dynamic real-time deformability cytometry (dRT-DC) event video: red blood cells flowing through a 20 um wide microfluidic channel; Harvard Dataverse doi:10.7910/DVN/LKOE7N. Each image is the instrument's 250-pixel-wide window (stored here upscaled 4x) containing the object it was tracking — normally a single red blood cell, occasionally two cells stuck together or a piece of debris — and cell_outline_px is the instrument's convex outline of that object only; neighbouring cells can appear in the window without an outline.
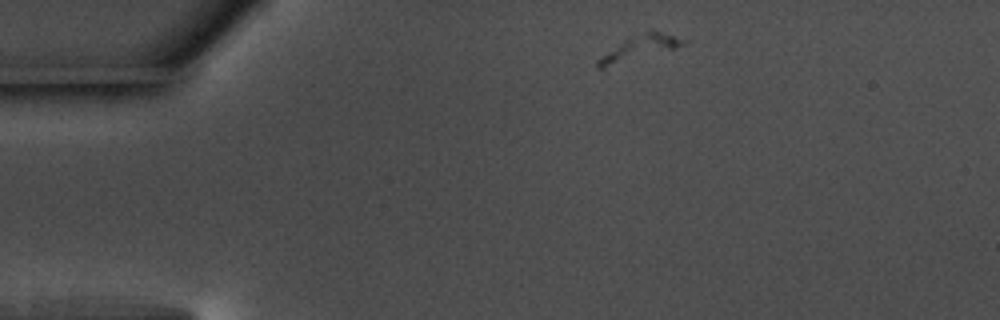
{"species": "common noctule bat (a hibernating species)", "species_latin": "Nyctalus noctula", "temperature_condition": "warm", "stored_images_in_passage": 37, "camera_frame_rate_fps": 3000, "um_per_image_px": 0.085, "animal": {"sex": "male", "body_mass_g": 17.5, "forearm_length_mm": 52.3}, "frame": {"image": 1, "passage_image": 1, "time_ms": 0.0, "image_size_px": [1000, 320], "cell_outline_px": [[688, 40], [684, 44], [676, 48], [604, 72], [596, 68], [596, 60], [600, 56], [624, 40], [652, 28]], "centroid_in_image_um": [54.27, 4.16], "position_along_channel_um": 30.7, "area_um2": 13.41}}